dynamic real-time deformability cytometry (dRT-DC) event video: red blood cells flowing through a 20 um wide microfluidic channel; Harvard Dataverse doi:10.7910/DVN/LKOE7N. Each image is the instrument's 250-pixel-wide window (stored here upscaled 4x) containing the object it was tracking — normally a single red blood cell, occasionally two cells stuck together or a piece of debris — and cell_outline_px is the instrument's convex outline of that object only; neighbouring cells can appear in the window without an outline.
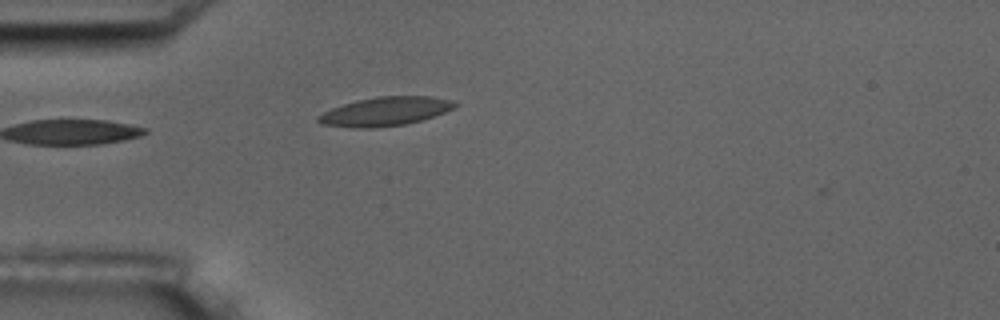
{"species": "common noctule bat (a hibernating species)", "species_latin": "Nyctalus noctula", "temperature_condition": "room temperature", "stored_images_in_passage": 2, "camera_frame_rate_fps": 3000, "um_per_image_px": 0.085, "animal": {"sex": "male", "body_mass_g": 17.5, "forearm_length_mm": 52.3}, "frame": {"image": 1, "passage_image": 2, "time_ms": 1.333, "image_size_px": [1000, 320], "cell_outline_px": [[460, 104], [456, 108], [420, 120], [404, 124], [372, 128], [352, 128], [320, 124], [316, 120], [316, 116], [332, 108], [356, 100], [376, 96], [432, 96], [456, 100]], "centroid_in_image_um": [32.76, 9.46], "position_along_channel_um": 52.2, "area_um2": 23.18}}